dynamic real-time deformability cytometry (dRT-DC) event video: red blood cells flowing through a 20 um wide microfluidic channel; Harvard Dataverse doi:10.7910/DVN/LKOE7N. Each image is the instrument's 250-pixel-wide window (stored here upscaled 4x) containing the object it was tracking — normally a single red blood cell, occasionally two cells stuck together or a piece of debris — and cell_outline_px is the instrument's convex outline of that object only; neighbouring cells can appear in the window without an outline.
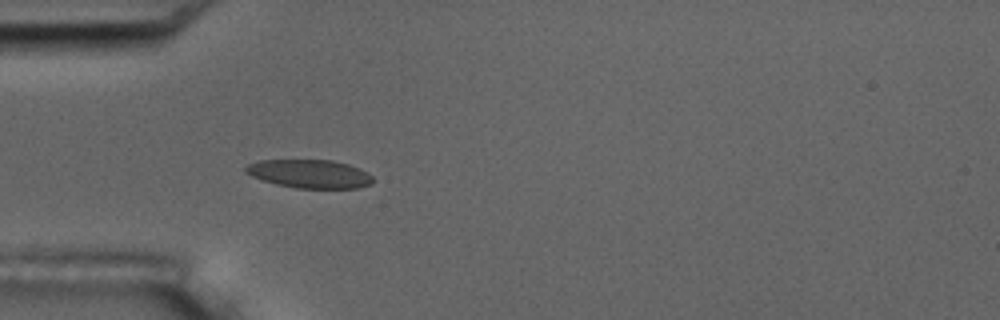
{"species": "common noctule bat (a hibernating species)", "species_latin": "Nyctalus noctula", "temperature_condition": "room temperature", "stored_images_in_passage": 3, "camera_frame_rate_fps": 3000, "um_per_image_px": 0.085, "animal": {"sex": "male", "body_mass_g": 17.5, "forearm_length_mm": 52.3}, "frame": {"image": 1, "passage_image": 3, "time_ms": 3.333, "image_size_px": [1000, 320], "cell_outline_px": [[372, 184], [360, 188], [296, 188], [276, 184], [260, 180], [244, 172], [244, 168], [248, 164], [260, 160], [332, 160], [348, 164], [360, 168], [368, 172], [372, 176]], "centroid_in_image_um": [26.32, 14.78], "position_along_channel_um": 58.7, "area_um2": 21.27}}